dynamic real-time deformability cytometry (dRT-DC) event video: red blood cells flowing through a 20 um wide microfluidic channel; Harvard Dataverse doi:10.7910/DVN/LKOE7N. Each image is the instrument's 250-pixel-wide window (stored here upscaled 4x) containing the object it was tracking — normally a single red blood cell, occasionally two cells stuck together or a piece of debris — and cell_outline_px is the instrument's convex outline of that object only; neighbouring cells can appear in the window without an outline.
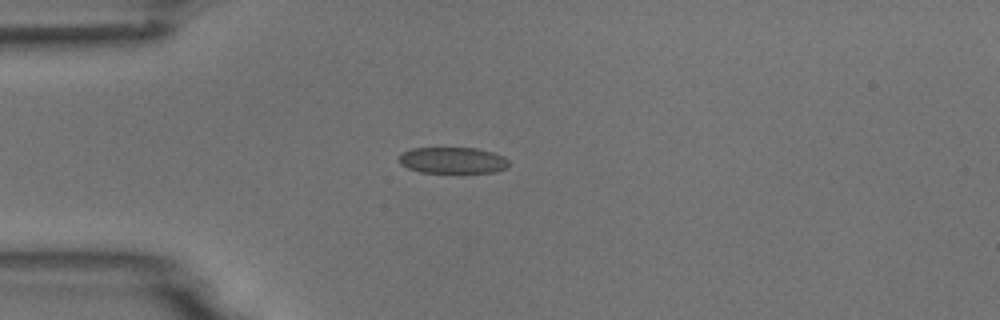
{"species": "common noctule bat (a hibernating species)", "species_latin": "Nyctalus noctula", "temperature_condition": "room temperature", "stored_images_in_passage": 3, "camera_frame_rate_fps": 3000, "um_per_image_px": 0.085, "animal": {"sex": "male", "body_mass_g": 18.8}, "frame": {"image": 1, "passage_image": 3, "time_ms": 2.333, "image_size_px": [1000, 320], "cell_outline_px": [[508, 164], [504, 168], [496, 172], [420, 172], [408, 168], [400, 164], [400, 156], [404, 152], [412, 148], [476, 148], [492, 152], [504, 156], [508, 160]], "centroid_in_image_um": [38.48, 13.62], "position_along_channel_um": 46.5, "area_um2": 16.59}}